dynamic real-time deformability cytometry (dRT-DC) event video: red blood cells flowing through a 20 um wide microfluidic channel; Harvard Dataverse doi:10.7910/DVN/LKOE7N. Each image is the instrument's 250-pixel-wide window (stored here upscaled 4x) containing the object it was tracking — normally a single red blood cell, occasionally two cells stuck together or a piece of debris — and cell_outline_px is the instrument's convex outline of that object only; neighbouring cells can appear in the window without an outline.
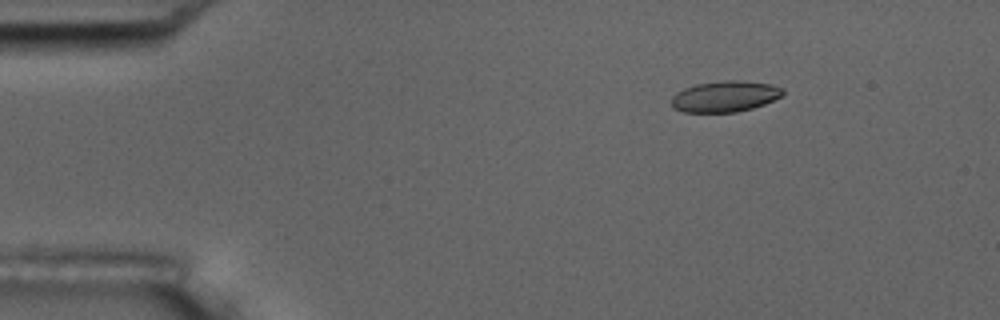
{"species": "common noctule bat (a hibernating species)", "species_latin": "Nyctalus noctula", "temperature_condition": "room temperature", "stored_images_in_passage": 5, "camera_frame_rate_fps": 3000, "um_per_image_px": 0.085, "animal": {"sex": "male", "body_mass_g": 17.5, "forearm_length_mm": 52.3}, "frame": {"image": 1, "passage_image": 3, "time_ms": 2.333, "image_size_px": [1000, 320], "cell_outline_px": [[784, 92], [780, 96], [764, 104], [752, 108], [736, 112], [684, 112], [672, 108], [672, 96], [676, 92], [684, 88], [696, 84], [724, 80], [740, 80], [772, 84], [784, 88]], "centroid_in_image_um": [61.61, 8.19], "position_along_channel_um": 23.4, "area_um2": 20.17}}